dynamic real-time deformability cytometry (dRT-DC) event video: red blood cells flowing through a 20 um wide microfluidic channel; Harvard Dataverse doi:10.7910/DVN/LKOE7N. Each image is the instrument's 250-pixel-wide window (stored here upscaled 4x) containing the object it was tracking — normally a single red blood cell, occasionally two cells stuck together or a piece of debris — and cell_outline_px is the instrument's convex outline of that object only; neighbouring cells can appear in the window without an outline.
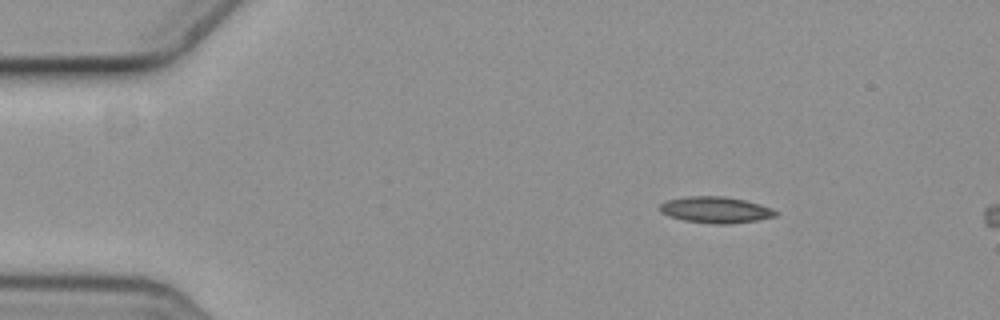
{"species": "common noctule bat (a hibernating species)", "species_latin": "Nyctalus noctula", "temperature_condition": "cold", "stored_images_in_passage": 2, "camera_frame_rate_fps": 3000, "um_per_image_px": 0.085, "animal": {"sex": "female", "body_mass_g": 19.3, "forearm_length_mm": 54.1}, "frame": {"image": 1, "passage_image": 1, "time_ms": 0.0, "image_size_px": [1000, 320], "cell_outline_px": [[776, 216], [756, 220], [732, 224], [712, 224], [684, 220], [668, 216], [660, 212], [660, 204], [664, 200], [688, 196], [724, 196], [744, 200], [772, 208], [776, 212]], "centroid_in_image_um": [60.78, 17.83], "position_along_channel_um": 24.2, "area_um2": 17.74}}